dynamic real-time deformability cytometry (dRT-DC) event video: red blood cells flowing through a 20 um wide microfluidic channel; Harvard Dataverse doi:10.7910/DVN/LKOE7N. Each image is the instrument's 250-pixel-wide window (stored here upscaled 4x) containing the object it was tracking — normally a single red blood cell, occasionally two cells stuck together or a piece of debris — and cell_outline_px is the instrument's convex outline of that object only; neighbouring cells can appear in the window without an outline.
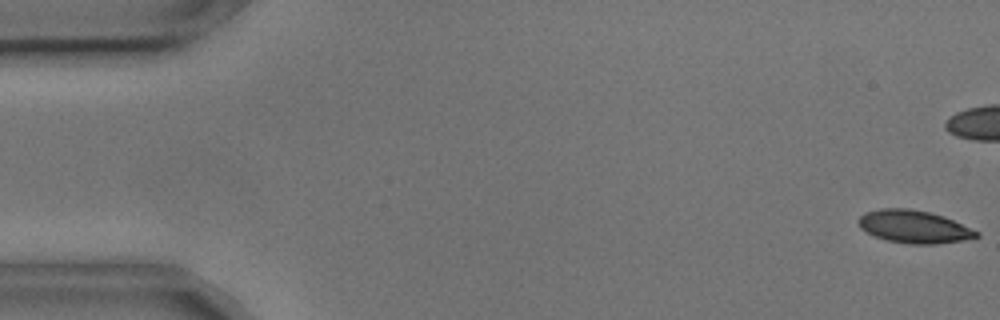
{"species": "common noctule bat (a hibernating species)", "species_latin": "Nyctalus noctula", "temperature_condition": "cold", "stored_images_in_passage": 56, "camera_frame_rate_fps": 3000, "um_per_image_px": 0.085, "animal": {"sex": "male", "body_mass_g": 17.9, "forearm_length_mm": 54.2}, "frame": {"image": 1, "passage_image": 1, "time_ms": 0.0, "image_size_px": [1000, 320], "cell_outline_px": [[980, 236], [964, 240], [936, 244], [912, 244], [888, 240], [876, 236], [860, 228], [856, 220], [864, 212], [880, 208], [908, 208], [928, 212], [944, 216], [980, 232]], "centroid_in_image_um": [77.68, 19.26], "position_along_channel_um": 7.3, "area_um2": 22.48}}
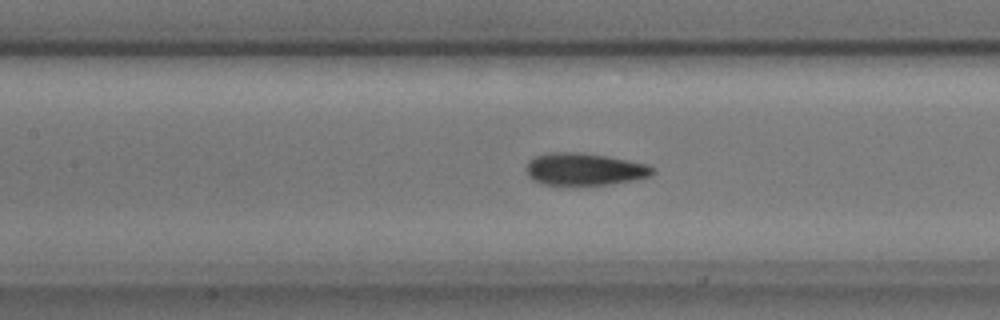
{"frame": {"image": 2, "passage_image": 24, "time_ms": 7.667, "image_size_px": [1000, 320], "cell_outline_px": [[656, 172], [652, 176], [632, 180], [608, 184], [544, 184], [532, 180], [528, 176], [528, 160], [536, 156], [548, 152], [580, 152], [608, 156], [648, 164], [656, 168]], "centroid_in_image_um": [49.73, 14.36], "position_along_channel_um": 157.7, "area_um2": 23.7}}
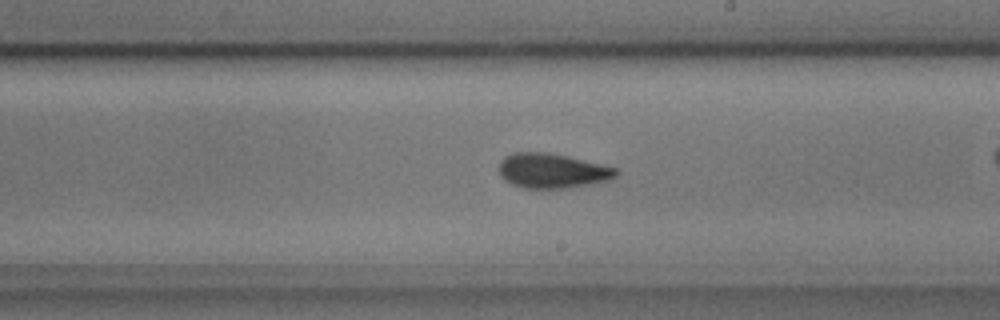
{"frame": {"image": 3, "passage_image": 31, "time_ms": 10.0, "image_size_px": [1000, 320], "cell_outline_px": [[620, 172], [616, 176], [608, 180], [588, 184], [564, 188], [524, 188], [512, 184], [504, 180], [500, 176], [500, 160], [504, 156], [512, 152], [548, 152], [568, 156], [616, 168]], "centroid_in_image_um": [46.9, 14.5], "position_along_channel_um": 242.1, "area_um2": 23.64}, "authors_computed_cell_mechanics": {"area_um2": 23.0622, "velocity_mm_per_s": 3.6327, "shape_relaxation_time_tau1_ms": 4.3269, "shape_relaxation_time_tau2_ms": 1.8314, "deformation_change_tau1": 0.1406, "deformation_change_tau2": 0.0813}}